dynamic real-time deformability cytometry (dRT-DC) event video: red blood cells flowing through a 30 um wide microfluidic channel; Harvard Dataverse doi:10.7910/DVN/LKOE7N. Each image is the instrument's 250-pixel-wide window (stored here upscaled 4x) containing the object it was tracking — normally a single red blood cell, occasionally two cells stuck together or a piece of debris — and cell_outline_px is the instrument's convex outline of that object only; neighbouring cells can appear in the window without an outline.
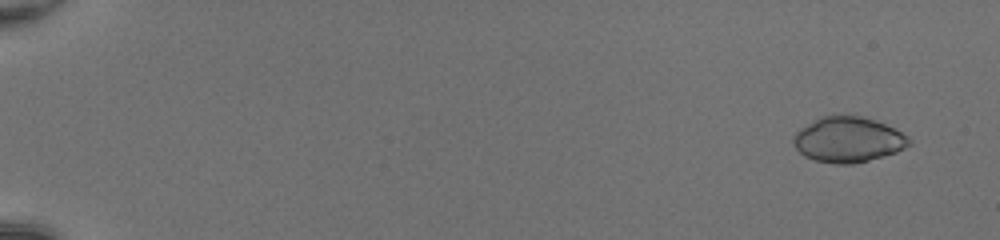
{"species": "common noctule bat (a hibernating species)", "species_latin": "Nyctalus noctula", "temperature_condition": "room temperature", "stored_images_in_passage": 49, "camera_frame_rate_fps": 3000, "um_per_image_px": 0.085, "animal": {"sex": "female", "body_mass_g": 20.0, "forearm_length_mm": 54.0}, "frame": {"image": 1, "passage_image": 1, "time_ms": 0.0, "image_size_px": [1000, 240], "cell_outline_px": [[912, 144], [896, 152], [868, 160], [852, 164], [836, 164], [816, 160], [804, 156], [792, 144], [792, 136], [800, 128], [820, 116], [864, 116], [884, 124], [908, 136], [912, 140]], "centroid_in_image_um": [72.07, 11.87], "position_along_channel_um": 12.9, "area_um2": 30.46}}